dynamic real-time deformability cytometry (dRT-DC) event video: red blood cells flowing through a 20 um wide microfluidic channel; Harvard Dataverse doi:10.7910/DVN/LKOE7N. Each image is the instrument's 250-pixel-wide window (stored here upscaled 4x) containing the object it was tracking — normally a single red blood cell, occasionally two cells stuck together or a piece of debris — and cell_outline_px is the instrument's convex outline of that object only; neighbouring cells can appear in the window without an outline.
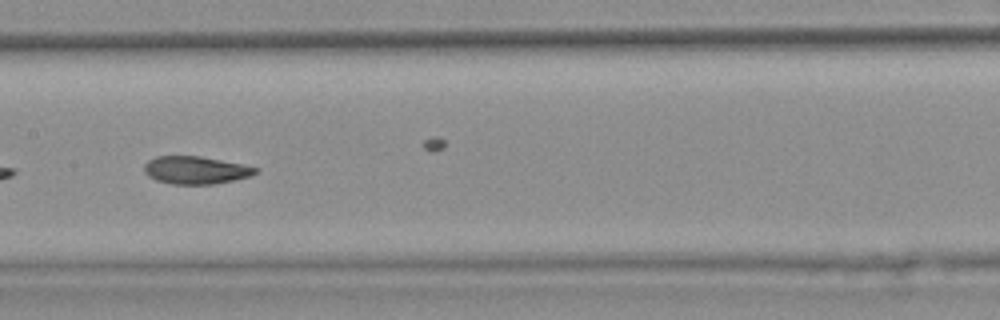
{"species": "common noctule bat (a hibernating species)", "species_latin": "Nyctalus noctula", "temperature_condition": "warm", "stored_images_in_passage": 23, "camera_frame_rate_fps": 3000, "um_per_image_px": 0.085, "animal": {"sex": "female", "body_mass_g": 25.1}, "frame": {"image": 1, "passage_image": 10, "time_ms": 3.0, "image_size_px": [1000, 320], "cell_outline_px": [[256, 172], [252, 176], [212, 184], [172, 184], [156, 180], [148, 176], [144, 172], [144, 164], [148, 160], [156, 156], [200, 156], [240, 164], [256, 168]], "centroid_in_image_um": [16.57, 14.46], "position_along_channel_um": 190.8, "area_um2": 17.74}}